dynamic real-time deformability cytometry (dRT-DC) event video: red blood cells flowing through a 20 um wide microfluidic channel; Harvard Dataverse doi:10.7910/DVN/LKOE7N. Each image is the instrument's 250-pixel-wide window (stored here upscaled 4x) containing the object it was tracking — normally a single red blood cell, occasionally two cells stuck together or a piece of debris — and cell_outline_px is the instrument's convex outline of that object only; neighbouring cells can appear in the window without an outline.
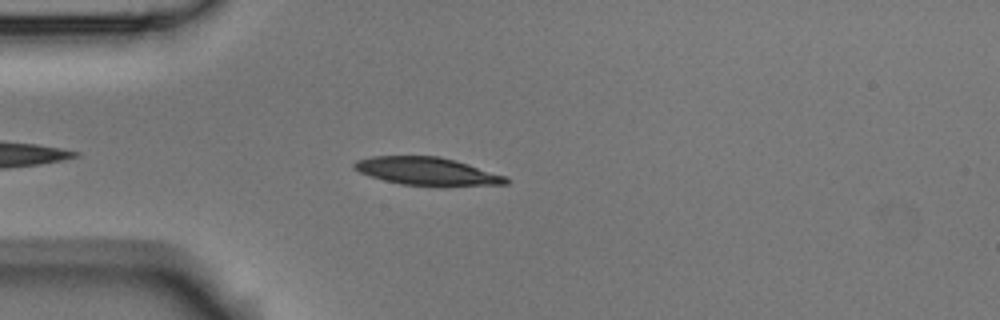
{"species": "Egyptian fruit bat (a non-hibernating species)", "species_latin": "Rousettus aegyptiacus", "temperature_condition": "room temperature", "stored_images_in_passage": 44, "camera_frame_rate_fps": 3000, "um_per_image_px": 0.085, "animal": {"sex": "male"}, "frame": {"image": 1, "passage_image": 5, "time_ms": 1.333, "image_size_px": [1000, 320], "cell_outline_px": [[508, 184], [400, 184], [384, 180], [360, 172], [352, 168], [352, 164], [356, 160], [372, 156], [440, 156], [456, 160], [504, 176], [508, 180]], "centroid_in_image_um": [36.19, 14.51], "position_along_channel_um": 48.8, "area_um2": 23.7}}
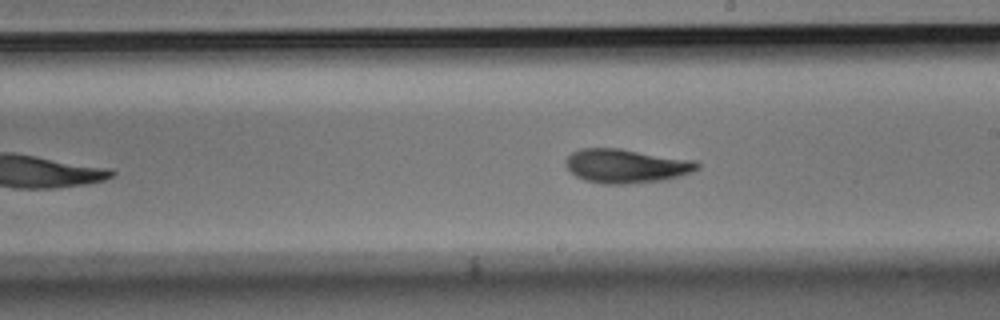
{"frame": {"image": 2, "passage_image": 21, "time_ms": 6.667, "image_size_px": [1000, 320], "cell_outline_px": [[700, 168], [692, 172], [664, 180], [628, 184], [604, 184], [584, 180], [576, 176], [564, 164], [564, 160], [572, 152], [580, 148], [620, 148], [696, 160], [700, 164]], "centroid_in_image_um": [53.23, 14.1], "position_along_channel_um": 235.8, "area_um2": 26.3}}
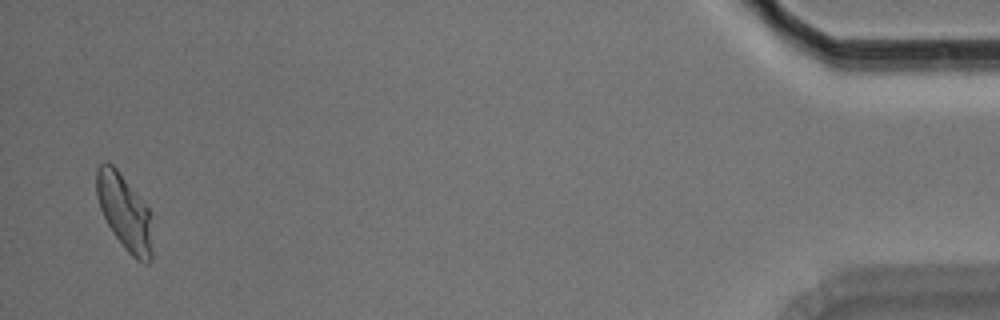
{"frame": {"image": 3, "passage_image": 43, "time_ms": 14.0, "image_size_px": [1000, 320], "cell_outline_px": [[152, 260], [148, 264], [144, 264], [136, 260], [124, 248], [112, 232], [100, 208], [96, 196], [96, 168], [104, 160], [108, 160], [116, 168], [148, 208], [152, 252]], "centroid_in_image_um": [10.55, 18.04], "position_along_channel_um": 424.7, "area_um2": 24.39}, "authors_computed_cell_mechanics": {"area_um2": 24.9407, "velocity_mm_per_s": 3.7405, "shape_relaxation_time_tau1_ms": 4.2362, "shape_relaxation_time_tau2_ms": 2.8525, "deformation_change_tau1": 0.1518, "deformation_change_tau2": 0.0974}}